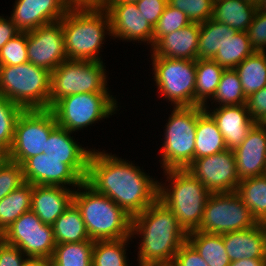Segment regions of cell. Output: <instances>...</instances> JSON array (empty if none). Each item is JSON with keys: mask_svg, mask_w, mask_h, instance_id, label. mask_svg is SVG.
I'll return each mask as SVG.
<instances>
[{"mask_svg": "<svg viewBox=\"0 0 266 266\" xmlns=\"http://www.w3.org/2000/svg\"><path fill=\"white\" fill-rule=\"evenodd\" d=\"M85 182L109 197L132 218L158 199L159 180L150 177L133 161L104 149H92Z\"/></svg>", "mask_w": 266, "mask_h": 266, "instance_id": "6da1fadb", "label": "cell"}, {"mask_svg": "<svg viewBox=\"0 0 266 266\" xmlns=\"http://www.w3.org/2000/svg\"><path fill=\"white\" fill-rule=\"evenodd\" d=\"M140 238L137 266H171L187 240L174 213L159 199L132 218L131 237Z\"/></svg>", "mask_w": 266, "mask_h": 266, "instance_id": "7a4b0ae2", "label": "cell"}, {"mask_svg": "<svg viewBox=\"0 0 266 266\" xmlns=\"http://www.w3.org/2000/svg\"><path fill=\"white\" fill-rule=\"evenodd\" d=\"M60 21L68 59L103 61L100 52L105 37L111 38L110 18L104 8L69 9Z\"/></svg>", "mask_w": 266, "mask_h": 266, "instance_id": "3957f363", "label": "cell"}, {"mask_svg": "<svg viewBox=\"0 0 266 266\" xmlns=\"http://www.w3.org/2000/svg\"><path fill=\"white\" fill-rule=\"evenodd\" d=\"M162 173L166 179L159 181L158 199L174 213L186 233L197 230L211 192L186 169Z\"/></svg>", "mask_w": 266, "mask_h": 266, "instance_id": "277c9868", "label": "cell"}, {"mask_svg": "<svg viewBox=\"0 0 266 266\" xmlns=\"http://www.w3.org/2000/svg\"><path fill=\"white\" fill-rule=\"evenodd\" d=\"M73 203L81 212L90 239L119 240L131 236L132 217L85 181L74 190Z\"/></svg>", "mask_w": 266, "mask_h": 266, "instance_id": "5b68a950", "label": "cell"}, {"mask_svg": "<svg viewBox=\"0 0 266 266\" xmlns=\"http://www.w3.org/2000/svg\"><path fill=\"white\" fill-rule=\"evenodd\" d=\"M51 72L30 62L0 66V95L23 110L49 109Z\"/></svg>", "mask_w": 266, "mask_h": 266, "instance_id": "8992f818", "label": "cell"}, {"mask_svg": "<svg viewBox=\"0 0 266 266\" xmlns=\"http://www.w3.org/2000/svg\"><path fill=\"white\" fill-rule=\"evenodd\" d=\"M204 106L173 107L167 119L161 146L160 166L165 170L186 169L195 160V137Z\"/></svg>", "mask_w": 266, "mask_h": 266, "instance_id": "52a82bcc", "label": "cell"}, {"mask_svg": "<svg viewBox=\"0 0 266 266\" xmlns=\"http://www.w3.org/2000/svg\"><path fill=\"white\" fill-rule=\"evenodd\" d=\"M105 63L67 59L51 72L49 109L60 99L80 93H111Z\"/></svg>", "mask_w": 266, "mask_h": 266, "instance_id": "ba28073f", "label": "cell"}, {"mask_svg": "<svg viewBox=\"0 0 266 266\" xmlns=\"http://www.w3.org/2000/svg\"><path fill=\"white\" fill-rule=\"evenodd\" d=\"M118 105L112 93H80L60 99L51 110L57 125L74 133L109 119L119 112Z\"/></svg>", "mask_w": 266, "mask_h": 266, "instance_id": "9c48e42d", "label": "cell"}, {"mask_svg": "<svg viewBox=\"0 0 266 266\" xmlns=\"http://www.w3.org/2000/svg\"><path fill=\"white\" fill-rule=\"evenodd\" d=\"M158 95L172 107L195 106L196 60L151 57Z\"/></svg>", "mask_w": 266, "mask_h": 266, "instance_id": "30bf717a", "label": "cell"}, {"mask_svg": "<svg viewBox=\"0 0 266 266\" xmlns=\"http://www.w3.org/2000/svg\"><path fill=\"white\" fill-rule=\"evenodd\" d=\"M57 126L51 109L23 110L15 123L8 159L22 165L28 158L46 150L50 132Z\"/></svg>", "mask_w": 266, "mask_h": 266, "instance_id": "8fae6325", "label": "cell"}, {"mask_svg": "<svg viewBox=\"0 0 266 266\" xmlns=\"http://www.w3.org/2000/svg\"><path fill=\"white\" fill-rule=\"evenodd\" d=\"M258 224L236 191L211 193L198 231L211 234L242 231Z\"/></svg>", "mask_w": 266, "mask_h": 266, "instance_id": "7c38bea8", "label": "cell"}, {"mask_svg": "<svg viewBox=\"0 0 266 266\" xmlns=\"http://www.w3.org/2000/svg\"><path fill=\"white\" fill-rule=\"evenodd\" d=\"M0 238L30 260H50L56 246L52 225L44 224L32 210L23 213Z\"/></svg>", "mask_w": 266, "mask_h": 266, "instance_id": "4fadbf2b", "label": "cell"}, {"mask_svg": "<svg viewBox=\"0 0 266 266\" xmlns=\"http://www.w3.org/2000/svg\"><path fill=\"white\" fill-rule=\"evenodd\" d=\"M186 170L211 193L237 191L240 182L234 151L230 149L195 159Z\"/></svg>", "mask_w": 266, "mask_h": 266, "instance_id": "5bb4252c", "label": "cell"}, {"mask_svg": "<svg viewBox=\"0 0 266 266\" xmlns=\"http://www.w3.org/2000/svg\"><path fill=\"white\" fill-rule=\"evenodd\" d=\"M110 18L113 40L143 43L153 47L154 28L138 10L135 2H104L103 7Z\"/></svg>", "mask_w": 266, "mask_h": 266, "instance_id": "9a60e30c", "label": "cell"}, {"mask_svg": "<svg viewBox=\"0 0 266 266\" xmlns=\"http://www.w3.org/2000/svg\"><path fill=\"white\" fill-rule=\"evenodd\" d=\"M28 62L50 72L67 60L61 21L27 32Z\"/></svg>", "mask_w": 266, "mask_h": 266, "instance_id": "2e32d148", "label": "cell"}, {"mask_svg": "<svg viewBox=\"0 0 266 266\" xmlns=\"http://www.w3.org/2000/svg\"><path fill=\"white\" fill-rule=\"evenodd\" d=\"M22 169L25 182L32 185L64 186L75 190L83 182L67 164L63 163V159L51 153H41L28 158L22 164Z\"/></svg>", "mask_w": 266, "mask_h": 266, "instance_id": "e0dca14e", "label": "cell"}, {"mask_svg": "<svg viewBox=\"0 0 266 266\" xmlns=\"http://www.w3.org/2000/svg\"><path fill=\"white\" fill-rule=\"evenodd\" d=\"M9 18L20 32L60 21L69 8L64 0H15Z\"/></svg>", "mask_w": 266, "mask_h": 266, "instance_id": "ac0fdd59", "label": "cell"}, {"mask_svg": "<svg viewBox=\"0 0 266 266\" xmlns=\"http://www.w3.org/2000/svg\"><path fill=\"white\" fill-rule=\"evenodd\" d=\"M211 107L210 104H206L204 109L215 120L218 129L223 135L227 149L235 150L241 145L248 132L256 124L251 118L246 104L221 107H214L212 105Z\"/></svg>", "mask_w": 266, "mask_h": 266, "instance_id": "d6986e66", "label": "cell"}, {"mask_svg": "<svg viewBox=\"0 0 266 266\" xmlns=\"http://www.w3.org/2000/svg\"><path fill=\"white\" fill-rule=\"evenodd\" d=\"M73 132L56 126L51 132L47 140L45 154H52L67 164L83 181L86 180L88 173V161L92 148L88 146L82 147L75 140Z\"/></svg>", "mask_w": 266, "mask_h": 266, "instance_id": "ffe728a7", "label": "cell"}, {"mask_svg": "<svg viewBox=\"0 0 266 266\" xmlns=\"http://www.w3.org/2000/svg\"><path fill=\"white\" fill-rule=\"evenodd\" d=\"M234 151L239 180L261 176L266 165V129L257 123Z\"/></svg>", "mask_w": 266, "mask_h": 266, "instance_id": "44dd1931", "label": "cell"}, {"mask_svg": "<svg viewBox=\"0 0 266 266\" xmlns=\"http://www.w3.org/2000/svg\"><path fill=\"white\" fill-rule=\"evenodd\" d=\"M199 23H191L170 34L163 35L151 48L150 57L197 60Z\"/></svg>", "mask_w": 266, "mask_h": 266, "instance_id": "7402d4cb", "label": "cell"}, {"mask_svg": "<svg viewBox=\"0 0 266 266\" xmlns=\"http://www.w3.org/2000/svg\"><path fill=\"white\" fill-rule=\"evenodd\" d=\"M73 194L64 186L33 185L31 210L44 224L52 225L72 204Z\"/></svg>", "mask_w": 266, "mask_h": 266, "instance_id": "603a6c76", "label": "cell"}, {"mask_svg": "<svg viewBox=\"0 0 266 266\" xmlns=\"http://www.w3.org/2000/svg\"><path fill=\"white\" fill-rule=\"evenodd\" d=\"M222 237L231 262L266 259V235L260 223L246 230L223 233Z\"/></svg>", "mask_w": 266, "mask_h": 266, "instance_id": "cb8c5ba5", "label": "cell"}, {"mask_svg": "<svg viewBox=\"0 0 266 266\" xmlns=\"http://www.w3.org/2000/svg\"><path fill=\"white\" fill-rule=\"evenodd\" d=\"M257 11L256 6L239 0H222L213 4L212 19L235 31L247 32Z\"/></svg>", "mask_w": 266, "mask_h": 266, "instance_id": "d4e9b609", "label": "cell"}, {"mask_svg": "<svg viewBox=\"0 0 266 266\" xmlns=\"http://www.w3.org/2000/svg\"><path fill=\"white\" fill-rule=\"evenodd\" d=\"M222 133L213 117L204 110L198 117L195 137V159L226 150Z\"/></svg>", "mask_w": 266, "mask_h": 266, "instance_id": "484cf974", "label": "cell"}, {"mask_svg": "<svg viewBox=\"0 0 266 266\" xmlns=\"http://www.w3.org/2000/svg\"><path fill=\"white\" fill-rule=\"evenodd\" d=\"M187 241L196 249L208 266H229L222 234L204 233L194 230L187 233Z\"/></svg>", "mask_w": 266, "mask_h": 266, "instance_id": "4316f807", "label": "cell"}, {"mask_svg": "<svg viewBox=\"0 0 266 266\" xmlns=\"http://www.w3.org/2000/svg\"><path fill=\"white\" fill-rule=\"evenodd\" d=\"M224 67L212 59L196 60L195 106H205L215 95Z\"/></svg>", "mask_w": 266, "mask_h": 266, "instance_id": "83f0119b", "label": "cell"}, {"mask_svg": "<svg viewBox=\"0 0 266 266\" xmlns=\"http://www.w3.org/2000/svg\"><path fill=\"white\" fill-rule=\"evenodd\" d=\"M56 244L90 240L81 212L72 204L52 224Z\"/></svg>", "mask_w": 266, "mask_h": 266, "instance_id": "f1b7e54d", "label": "cell"}, {"mask_svg": "<svg viewBox=\"0 0 266 266\" xmlns=\"http://www.w3.org/2000/svg\"><path fill=\"white\" fill-rule=\"evenodd\" d=\"M236 32L227 24L212 18L201 23L197 59H213L228 38L234 36Z\"/></svg>", "mask_w": 266, "mask_h": 266, "instance_id": "f546056e", "label": "cell"}, {"mask_svg": "<svg viewBox=\"0 0 266 266\" xmlns=\"http://www.w3.org/2000/svg\"><path fill=\"white\" fill-rule=\"evenodd\" d=\"M33 185L25 182L0 200V235L23 213L31 210Z\"/></svg>", "mask_w": 266, "mask_h": 266, "instance_id": "4dcf8cb0", "label": "cell"}, {"mask_svg": "<svg viewBox=\"0 0 266 266\" xmlns=\"http://www.w3.org/2000/svg\"><path fill=\"white\" fill-rule=\"evenodd\" d=\"M246 98L266 86V55L255 51L235 67Z\"/></svg>", "mask_w": 266, "mask_h": 266, "instance_id": "1f68e13d", "label": "cell"}, {"mask_svg": "<svg viewBox=\"0 0 266 266\" xmlns=\"http://www.w3.org/2000/svg\"><path fill=\"white\" fill-rule=\"evenodd\" d=\"M258 223L266 219V176L240 180L237 191Z\"/></svg>", "mask_w": 266, "mask_h": 266, "instance_id": "d6a6232c", "label": "cell"}, {"mask_svg": "<svg viewBox=\"0 0 266 266\" xmlns=\"http://www.w3.org/2000/svg\"><path fill=\"white\" fill-rule=\"evenodd\" d=\"M132 239L130 236L119 240H96L92 250V266H130L126 251L129 242H134Z\"/></svg>", "mask_w": 266, "mask_h": 266, "instance_id": "836d02e7", "label": "cell"}, {"mask_svg": "<svg viewBox=\"0 0 266 266\" xmlns=\"http://www.w3.org/2000/svg\"><path fill=\"white\" fill-rule=\"evenodd\" d=\"M95 241L56 244L52 258V266H92V250Z\"/></svg>", "mask_w": 266, "mask_h": 266, "instance_id": "e575fe53", "label": "cell"}, {"mask_svg": "<svg viewBox=\"0 0 266 266\" xmlns=\"http://www.w3.org/2000/svg\"><path fill=\"white\" fill-rule=\"evenodd\" d=\"M254 52L248 33L237 31L234 36L228 38L212 60L225 69H232Z\"/></svg>", "mask_w": 266, "mask_h": 266, "instance_id": "d590c367", "label": "cell"}, {"mask_svg": "<svg viewBox=\"0 0 266 266\" xmlns=\"http://www.w3.org/2000/svg\"><path fill=\"white\" fill-rule=\"evenodd\" d=\"M210 102L215 103V107L246 104V96L235 68L223 71L217 91Z\"/></svg>", "mask_w": 266, "mask_h": 266, "instance_id": "8d00e7d4", "label": "cell"}, {"mask_svg": "<svg viewBox=\"0 0 266 266\" xmlns=\"http://www.w3.org/2000/svg\"><path fill=\"white\" fill-rule=\"evenodd\" d=\"M23 109L0 95V148L9 152L13 142L15 123Z\"/></svg>", "mask_w": 266, "mask_h": 266, "instance_id": "74e56055", "label": "cell"}, {"mask_svg": "<svg viewBox=\"0 0 266 266\" xmlns=\"http://www.w3.org/2000/svg\"><path fill=\"white\" fill-rule=\"evenodd\" d=\"M191 24L187 15L167 4L164 12L158 19L157 25L154 27L153 45L166 34H170L178 29L184 28Z\"/></svg>", "mask_w": 266, "mask_h": 266, "instance_id": "f35d334b", "label": "cell"}, {"mask_svg": "<svg viewBox=\"0 0 266 266\" xmlns=\"http://www.w3.org/2000/svg\"><path fill=\"white\" fill-rule=\"evenodd\" d=\"M27 62V32H19L0 49V66H15Z\"/></svg>", "mask_w": 266, "mask_h": 266, "instance_id": "ab89813d", "label": "cell"}, {"mask_svg": "<svg viewBox=\"0 0 266 266\" xmlns=\"http://www.w3.org/2000/svg\"><path fill=\"white\" fill-rule=\"evenodd\" d=\"M172 7L184 12L191 23H204L212 18V0H168Z\"/></svg>", "mask_w": 266, "mask_h": 266, "instance_id": "60d3db41", "label": "cell"}, {"mask_svg": "<svg viewBox=\"0 0 266 266\" xmlns=\"http://www.w3.org/2000/svg\"><path fill=\"white\" fill-rule=\"evenodd\" d=\"M24 183L22 165L7 159L0 167V200Z\"/></svg>", "mask_w": 266, "mask_h": 266, "instance_id": "b9f144b4", "label": "cell"}, {"mask_svg": "<svg viewBox=\"0 0 266 266\" xmlns=\"http://www.w3.org/2000/svg\"><path fill=\"white\" fill-rule=\"evenodd\" d=\"M247 33L255 51H266V12L256 11Z\"/></svg>", "mask_w": 266, "mask_h": 266, "instance_id": "7bdbcfd3", "label": "cell"}, {"mask_svg": "<svg viewBox=\"0 0 266 266\" xmlns=\"http://www.w3.org/2000/svg\"><path fill=\"white\" fill-rule=\"evenodd\" d=\"M171 266H208V264L186 240L175 254Z\"/></svg>", "mask_w": 266, "mask_h": 266, "instance_id": "ee69618b", "label": "cell"}, {"mask_svg": "<svg viewBox=\"0 0 266 266\" xmlns=\"http://www.w3.org/2000/svg\"><path fill=\"white\" fill-rule=\"evenodd\" d=\"M30 259L18 248L0 238V266H26Z\"/></svg>", "mask_w": 266, "mask_h": 266, "instance_id": "f6af8a7d", "label": "cell"}, {"mask_svg": "<svg viewBox=\"0 0 266 266\" xmlns=\"http://www.w3.org/2000/svg\"><path fill=\"white\" fill-rule=\"evenodd\" d=\"M135 3L138 10L154 28L157 25L158 19L164 12L168 0H138Z\"/></svg>", "mask_w": 266, "mask_h": 266, "instance_id": "bcb514c9", "label": "cell"}, {"mask_svg": "<svg viewBox=\"0 0 266 266\" xmlns=\"http://www.w3.org/2000/svg\"><path fill=\"white\" fill-rule=\"evenodd\" d=\"M246 107L255 122L266 114V86L246 98Z\"/></svg>", "mask_w": 266, "mask_h": 266, "instance_id": "7dc6e473", "label": "cell"}, {"mask_svg": "<svg viewBox=\"0 0 266 266\" xmlns=\"http://www.w3.org/2000/svg\"><path fill=\"white\" fill-rule=\"evenodd\" d=\"M3 16L0 15V49L20 32L8 16Z\"/></svg>", "mask_w": 266, "mask_h": 266, "instance_id": "c3c4849f", "label": "cell"}, {"mask_svg": "<svg viewBox=\"0 0 266 266\" xmlns=\"http://www.w3.org/2000/svg\"><path fill=\"white\" fill-rule=\"evenodd\" d=\"M105 0H64L69 9H101Z\"/></svg>", "mask_w": 266, "mask_h": 266, "instance_id": "681fc988", "label": "cell"}, {"mask_svg": "<svg viewBox=\"0 0 266 266\" xmlns=\"http://www.w3.org/2000/svg\"><path fill=\"white\" fill-rule=\"evenodd\" d=\"M229 266H266V259L244 258L230 262Z\"/></svg>", "mask_w": 266, "mask_h": 266, "instance_id": "f907efd6", "label": "cell"}, {"mask_svg": "<svg viewBox=\"0 0 266 266\" xmlns=\"http://www.w3.org/2000/svg\"><path fill=\"white\" fill-rule=\"evenodd\" d=\"M26 266H52L50 260H30Z\"/></svg>", "mask_w": 266, "mask_h": 266, "instance_id": "816d5d0a", "label": "cell"}, {"mask_svg": "<svg viewBox=\"0 0 266 266\" xmlns=\"http://www.w3.org/2000/svg\"><path fill=\"white\" fill-rule=\"evenodd\" d=\"M8 159V152L0 148V167L6 162Z\"/></svg>", "mask_w": 266, "mask_h": 266, "instance_id": "f5cc1de1", "label": "cell"}, {"mask_svg": "<svg viewBox=\"0 0 266 266\" xmlns=\"http://www.w3.org/2000/svg\"><path fill=\"white\" fill-rule=\"evenodd\" d=\"M256 8H257V11L266 12V0H259Z\"/></svg>", "mask_w": 266, "mask_h": 266, "instance_id": "db71d44e", "label": "cell"}, {"mask_svg": "<svg viewBox=\"0 0 266 266\" xmlns=\"http://www.w3.org/2000/svg\"><path fill=\"white\" fill-rule=\"evenodd\" d=\"M260 127L266 129V114L256 122Z\"/></svg>", "mask_w": 266, "mask_h": 266, "instance_id": "11a10c76", "label": "cell"}, {"mask_svg": "<svg viewBox=\"0 0 266 266\" xmlns=\"http://www.w3.org/2000/svg\"><path fill=\"white\" fill-rule=\"evenodd\" d=\"M239 1H242V2H246V3H249L251 5H254V6H257L259 0H239Z\"/></svg>", "mask_w": 266, "mask_h": 266, "instance_id": "9f6ffc18", "label": "cell"}, {"mask_svg": "<svg viewBox=\"0 0 266 266\" xmlns=\"http://www.w3.org/2000/svg\"><path fill=\"white\" fill-rule=\"evenodd\" d=\"M138 0H105L104 2H136Z\"/></svg>", "mask_w": 266, "mask_h": 266, "instance_id": "6f0895ef", "label": "cell"}, {"mask_svg": "<svg viewBox=\"0 0 266 266\" xmlns=\"http://www.w3.org/2000/svg\"><path fill=\"white\" fill-rule=\"evenodd\" d=\"M260 224L262 225L265 235H266V219H264Z\"/></svg>", "mask_w": 266, "mask_h": 266, "instance_id": "680465c9", "label": "cell"}, {"mask_svg": "<svg viewBox=\"0 0 266 266\" xmlns=\"http://www.w3.org/2000/svg\"><path fill=\"white\" fill-rule=\"evenodd\" d=\"M222 0H212L213 4L216 3V2H220Z\"/></svg>", "mask_w": 266, "mask_h": 266, "instance_id": "91938a15", "label": "cell"}, {"mask_svg": "<svg viewBox=\"0 0 266 266\" xmlns=\"http://www.w3.org/2000/svg\"><path fill=\"white\" fill-rule=\"evenodd\" d=\"M263 175H265V176H266V165H265V170H264V173H263Z\"/></svg>", "mask_w": 266, "mask_h": 266, "instance_id": "94428289", "label": "cell"}]
</instances>
